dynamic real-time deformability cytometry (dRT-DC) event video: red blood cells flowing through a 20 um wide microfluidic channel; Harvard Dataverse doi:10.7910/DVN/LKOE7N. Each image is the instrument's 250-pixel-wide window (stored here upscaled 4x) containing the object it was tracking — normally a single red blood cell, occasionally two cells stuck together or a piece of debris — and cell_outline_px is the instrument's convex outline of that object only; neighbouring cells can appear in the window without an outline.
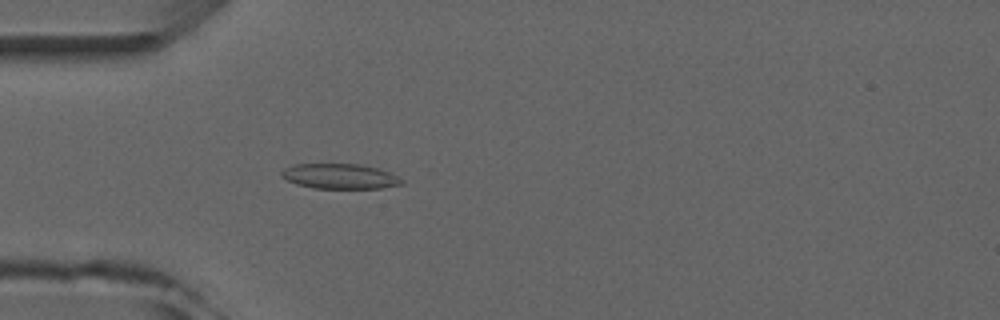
{"species": "common noctule bat (a hibernating species)", "species_latin": "Nyctalus noctula", "temperature_condition": "room temperature", "stored_images_in_passage": 4, "camera_frame_rate_fps": 3000, "um_per_image_px": 0.085, "animal": {"sex": "male", "forearm_length_mm": 52.5}, "frame": {"image": 1, "passage_image": 4, "time_ms": 3.333, "image_size_px": [1000, 320], "cell_outline_px": [[404, 184], [380, 188], [312, 188], [296, 184], [280, 176], [280, 172], [284, 168], [296, 164], [360, 164], [376, 168], [388, 172], [404, 180]], "centroid_in_image_um": [28.86, 14.99], "position_along_channel_um": 56.1, "area_um2": 17.51}}